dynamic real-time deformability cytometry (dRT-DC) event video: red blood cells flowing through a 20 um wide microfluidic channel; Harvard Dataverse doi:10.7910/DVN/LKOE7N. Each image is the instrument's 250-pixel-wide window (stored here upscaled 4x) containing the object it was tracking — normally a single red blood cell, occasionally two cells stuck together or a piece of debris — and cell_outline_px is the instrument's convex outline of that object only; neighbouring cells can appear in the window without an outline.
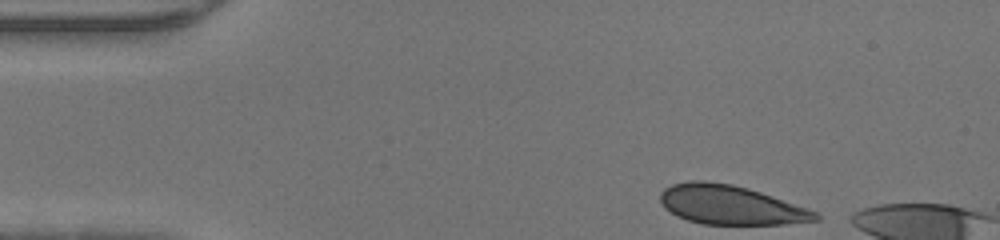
{"species": "human", "species_latin": "Homo sapiens", "temperature_condition": "warm", "stored_images_in_passage": 8, "camera_frame_rate_fps": 3000, "um_per_image_px": 0.085, "donor": {"sex": "male"}, "frame": {"image": 1, "passage_image": 1, "time_ms": 0.0, "image_size_px": [1000, 240], "cell_outline_px": [[820, 220], [784, 224], [700, 224], [676, 216], [664, 208], [660, 200], [660, 192], [664, 188], [672, 184], [692, 180], [704, 180], [732, 184], [748, 188], [808, 208], [816, 212], [820, 216]], "centroid_in_image_um": [62.07, 17.42], "position_along_channel_um": 22.9, "area_um2": 35.49}}